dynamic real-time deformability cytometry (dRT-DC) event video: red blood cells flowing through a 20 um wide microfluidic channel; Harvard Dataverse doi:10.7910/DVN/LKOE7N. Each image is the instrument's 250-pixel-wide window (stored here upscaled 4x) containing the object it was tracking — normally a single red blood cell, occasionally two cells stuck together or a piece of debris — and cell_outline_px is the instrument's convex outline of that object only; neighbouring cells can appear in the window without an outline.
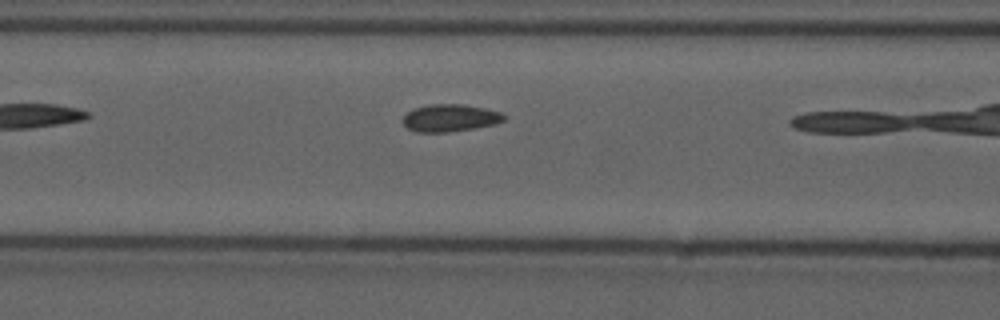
{"species": "common noctule bat (a hibernating species)", "species_latin": "Nyctalus noctula", "temperature_condition": "cold", "stored_images_in_passage": 4, "camera_frame_rate_fps": 3000, "um_per_image_px": 0.085, "animal": {"sex": "male", "forearm_length_mm": 52.5}, "frame": {"image": 1, "passage_image": 3, "time_ms": 0.667, "image_size_px": [1000, 320], "cell_outline_px": [[508, 116], [504, 120], [496, 124], [448, 132], [416, 132], [408, 128], [404, 124], [404, 116], [408, 112], [416, 108], [428, 104], [464, 104], [484, 108], [500, 112]], "centroid_in_image_um": [38.29, 10.02], "position_along_channel_um": 128.3, "area_um2": 16.01}}